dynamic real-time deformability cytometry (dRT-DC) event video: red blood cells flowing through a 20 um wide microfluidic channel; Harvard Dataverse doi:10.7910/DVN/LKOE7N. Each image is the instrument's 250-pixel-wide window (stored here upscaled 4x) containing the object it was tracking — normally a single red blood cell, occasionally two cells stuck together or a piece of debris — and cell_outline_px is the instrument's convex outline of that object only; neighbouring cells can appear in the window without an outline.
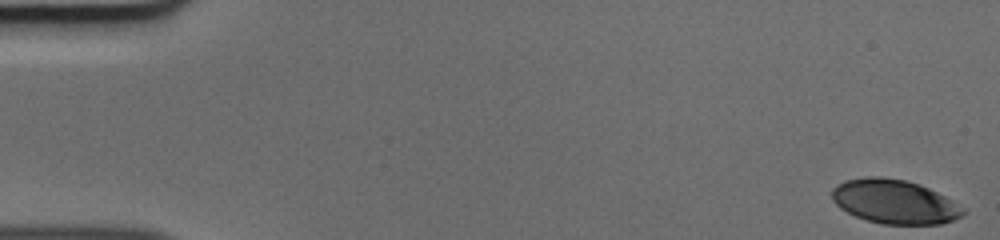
{"species": "human", "species_latin": "Homo sapiens", "temperature_condition": "cold", "stored_images_in_passage": 50, "camera_frame_rate_fps": 3000, "um_per_image_px": 0.085, "donor": {"sex": "male"}, "frame": {"image": 1, "passage_image": 1, "time_ms": 0.0, "image_size_px": [1000, 240], "cell_outline_px": [[968, 212], [952, 220], [940, 224], [880, 224], [856, 216], [840, 208], [832, 200], [832, 188], [836, 184], [844, 180], [868, 176], [880, 176], [908, 180], [920, 184], [944, 196], [964, 208]], "centroid_in_image_um": [76.01, 17.13], "position_along_channel_um": 9.0, "area_um2": 33.76}}
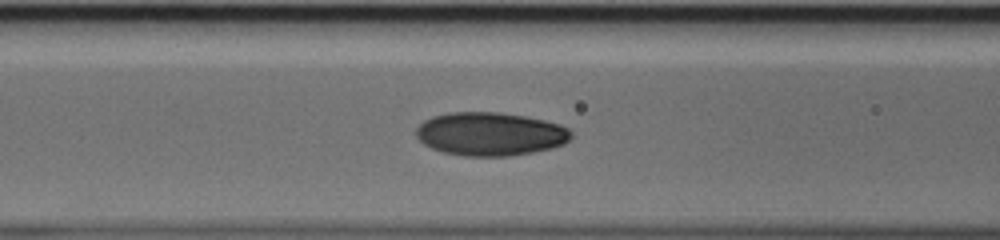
{"frame": {"image": 2, "passage_image": 21, "time_ms": 6.667, "image_size_px": [1000, 240], "cell_outline_px": [[572, 136], [564, 144], [552, 148], [532, 152], [508, 156], [464, 156], [444, 152], [432, 148], [424, 144], [416, 136], [416, 128], [424, 120], [432, 116], [448, 112], [500, 112], [524, 116], [544, 120], [560, 124], [568, 128], [572, 132]], "centroid_in_image_um": [41.67, 11.38], "position_along_channel_um": 124.9, "area_um2": 39.3}}
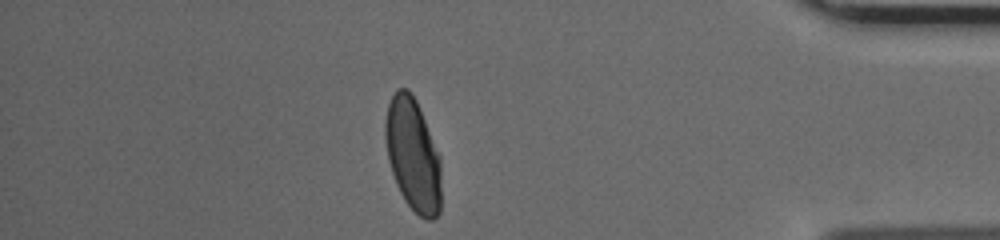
{"frame": {"image": 3, "passage_image": 44, "time_ms": 14.333, "image_size_px": [1000, 240], "cell_outline_px": [[440, 212], [432, 220], [428, 220], [420, 216], [404, 200], [396, 184], [388, 160], [384, 136], [384, 124], [388, 104], [396, 88], [408, 88], [412, 92], [420, 108], [440, 156]], "centroid_in_image_um": [35.08, 13.12], "position_along_channel_um": 400.1, "area_um2": 36.88}}